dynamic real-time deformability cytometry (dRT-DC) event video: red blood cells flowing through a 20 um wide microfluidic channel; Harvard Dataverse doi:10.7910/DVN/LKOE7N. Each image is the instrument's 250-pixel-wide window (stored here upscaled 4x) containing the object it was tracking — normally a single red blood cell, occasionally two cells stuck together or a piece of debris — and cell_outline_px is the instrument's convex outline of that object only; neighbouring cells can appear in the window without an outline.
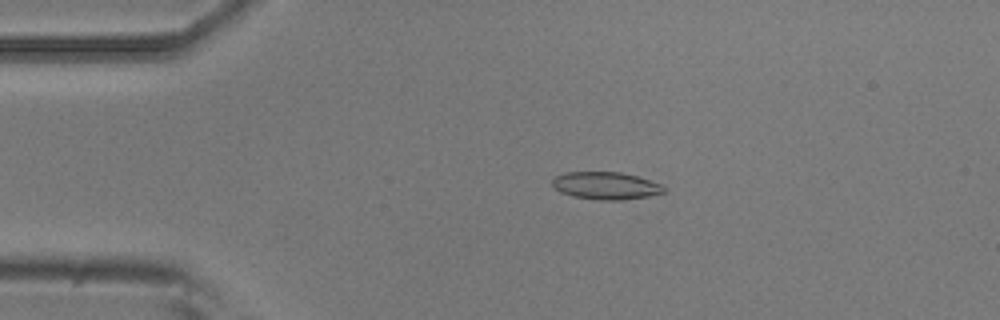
{"species": "common noctule bat (a hibernating species)", "species_latin": "Nyctalus noctula", "temperature_condition": "room temperature", "stored_images_in_passage": 5, "camera_frame_rate_fps": 3000, "um_per_image_px": 0.085, "animal": {"sex": "male", "body_mass_g": 20.5, "forearm_length_mm": 52.5}, "frame": {"image": 1, "passage_image": 4, "time_ms": 3.333, "image_size_px": [1000, 320], "cell_outline_px": [[664, 192], [648, 196], [620, 200], [596, 200], [572, 196], [560, 192], [552, 184], [552, 180], [556, 176], [564, 172], [620, 172], [636, 176], [660, 184], [664, 188]], "centroid_in_image_um": [51.45, 15.78], "position_along_channel_um": 33.6, "area_um2": 17.69}}